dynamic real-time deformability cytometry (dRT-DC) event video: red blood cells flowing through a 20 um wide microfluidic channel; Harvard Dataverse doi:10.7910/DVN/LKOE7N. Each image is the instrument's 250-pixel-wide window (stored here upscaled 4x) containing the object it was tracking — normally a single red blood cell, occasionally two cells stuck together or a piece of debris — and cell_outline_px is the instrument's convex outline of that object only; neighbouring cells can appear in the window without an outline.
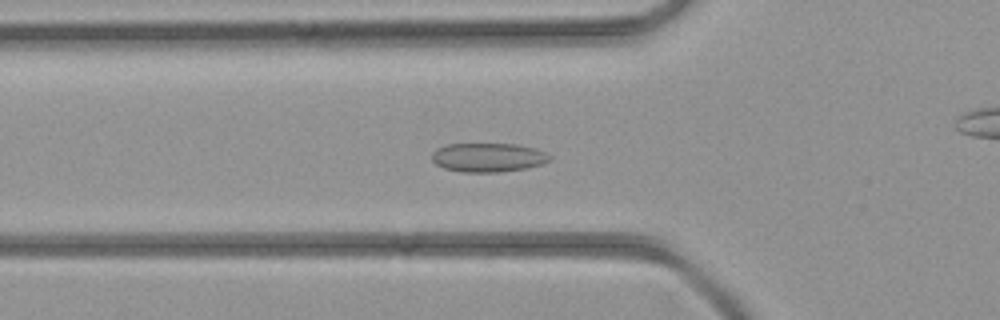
{"species": "common noctule bat (a hibernating species)", "species_latin": "Nyctalus noctula", "temperature_condition": "room temperature", "stored_images_in_passage": 46, "camera_frame_rate_fps": 3000, "um_per_image_px": 0.085, "animal": {"sex": "female", "body_mass_g": 21.9}, "frame": {"image": 1, "passage_image": 16, "time_ms": 5.0, "image_size_px": [1000, 320], "cell_outline_px": [[552, 160], [528, 168], [500, 172], [460, 172], [444, 168], [436, 164], [432, 160], [432, 152], [436, 148], [448, 144], [516, 144], [532, 148], [544, 152], [552, 156]], "centroid_in_image_um": [41.47, 13.39], "position_along_channel_um": 84.3, "area_um2": 19.94}}
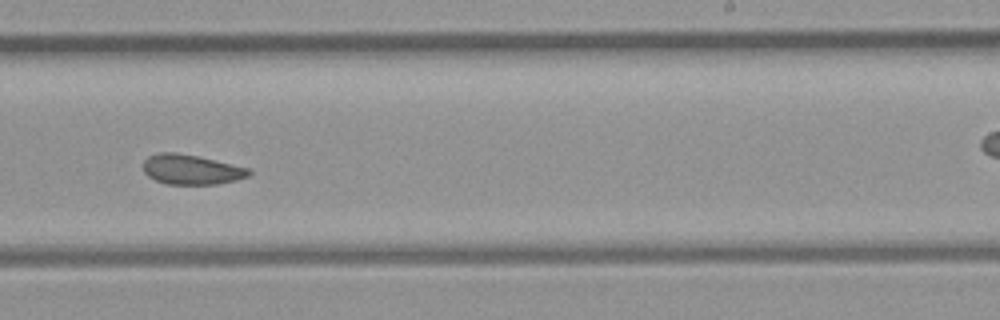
{"frame": {"image": 2, "passage_image": 28, "time_ms": 9.0, "image_size_px": [1000, 320], "cell_outline_px": [[252, 172], [248, 176], [236, 180], [216, 184], [164, 184], [148, 176], [144, 172], [144, 160], [148, 156], [156, 152], [176, 152], [196, 156], [248, 168]], "centroid_in_image_um": [16.22, 14.41], "position_along_channel_um": 272.8, "area_um2": 18.26}}
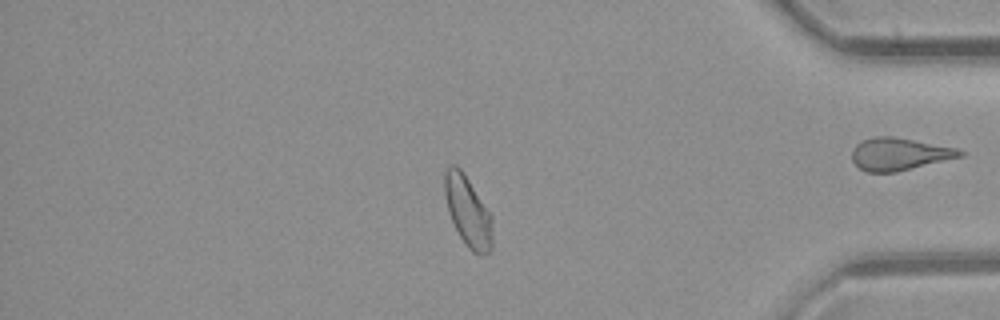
{"frame": {"image": 3, "passage_image": 38, "time_ms": 12.333, "image_size_px": [1000, 320], "cell_outline_px": [[492, 248], [484, 256], [480, 256], [472, 252], [468, 248], [460, 236], [452, 220], [448, 208], [444, 192], [444, 172], [448, 164], [456, 164], [464, 172], [492, 216]], "centroid_in_image_um": [39.77, 17.95], "position_along_channel_um": 395.4, "area_um2": 19.71}}